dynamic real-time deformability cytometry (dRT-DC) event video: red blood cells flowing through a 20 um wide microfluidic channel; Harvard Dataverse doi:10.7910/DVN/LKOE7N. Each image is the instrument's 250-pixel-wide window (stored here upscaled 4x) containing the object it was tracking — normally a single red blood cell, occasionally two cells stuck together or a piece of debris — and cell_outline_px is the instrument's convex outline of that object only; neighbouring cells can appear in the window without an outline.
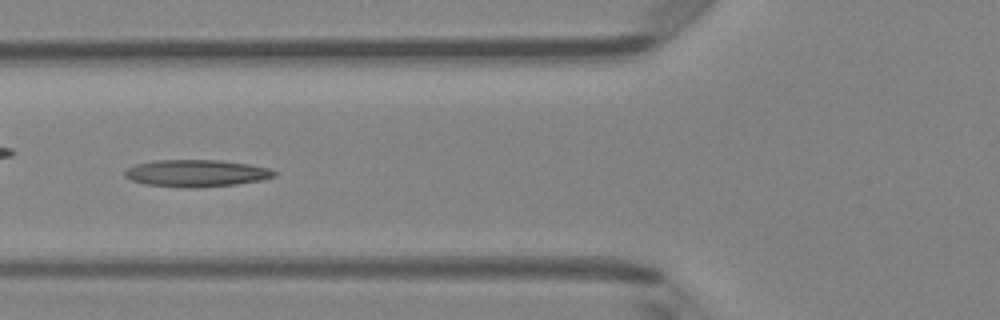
{"species": "Egyptian fruit bat (a non-hibernating species)", "species_latin": "Rousettus aegyptiacus", "temperature_condition": "room temperature", "stored_images_in_passage": 6, "camera_frame_rate_fps": 3000, "um_per_image_px": 0.085, "animal": {"sex": "female"}, "frame": {"image": 1, "passage_image": 6, "time_ms": 6.667, "image_size_px": [1000, 320], "cell_outline_px": [[280, 172], [276, 176], [260, 180], [236, 184], [196, 188], [184, 188], [144, 184], [132, 180], [124, 176], [124, 172], [128, 168], [136, 164], [156, 160], [220, 160], [248, 164], [268, 168]], "centroid_in_image_um": [16.7, 14.73], "position_along_channel_um": 109.1, "area_um2": 23.64}}